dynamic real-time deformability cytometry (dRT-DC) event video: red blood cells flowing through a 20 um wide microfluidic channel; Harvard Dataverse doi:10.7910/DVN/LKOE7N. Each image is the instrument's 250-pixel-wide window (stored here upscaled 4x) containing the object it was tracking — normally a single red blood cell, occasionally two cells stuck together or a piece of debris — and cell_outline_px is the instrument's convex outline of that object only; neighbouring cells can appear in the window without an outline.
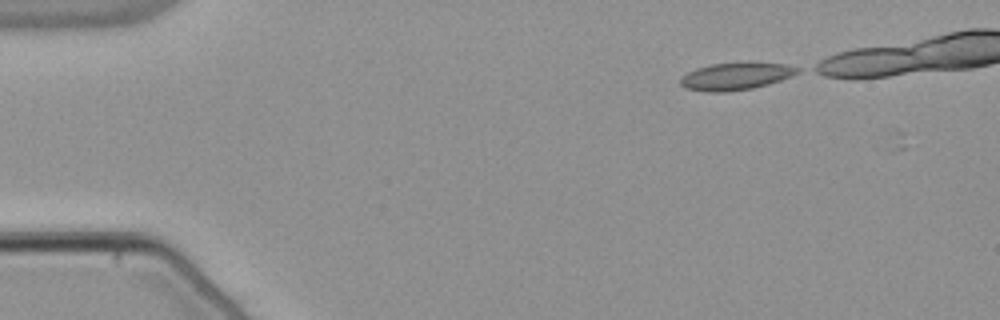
{"species": "common noctule bat (a hibernating species)", "species_latin": "Nyctalus noctula", "temperature_condition": "warm", "stored_images_in_passage": 6, "camera_frame_rate_fps": 3000, "um_per_image_px": 0.085, "animal": {"sex": "male", "body_mass_g": 21.5, "forearm_length_mm": 52.0}, "frame": {"image": 1, "passage_image": 1, "time_ms": 0.0, "image_size_px": [1000, 320], "cell_outline_px": [[800, 72], [780, 80], [768, 84], [752, 88], [728, 92], [704, 92], [684, 88], [680, 84], [680, 76], [696, 68], [712, 64], [748, 60], [752, 60], [788, 64], [800, 68]], "centroid_in_image_um": [62.56, 6.44], "position_along_channel_um": 22.4, "area_um2": 19.42}}